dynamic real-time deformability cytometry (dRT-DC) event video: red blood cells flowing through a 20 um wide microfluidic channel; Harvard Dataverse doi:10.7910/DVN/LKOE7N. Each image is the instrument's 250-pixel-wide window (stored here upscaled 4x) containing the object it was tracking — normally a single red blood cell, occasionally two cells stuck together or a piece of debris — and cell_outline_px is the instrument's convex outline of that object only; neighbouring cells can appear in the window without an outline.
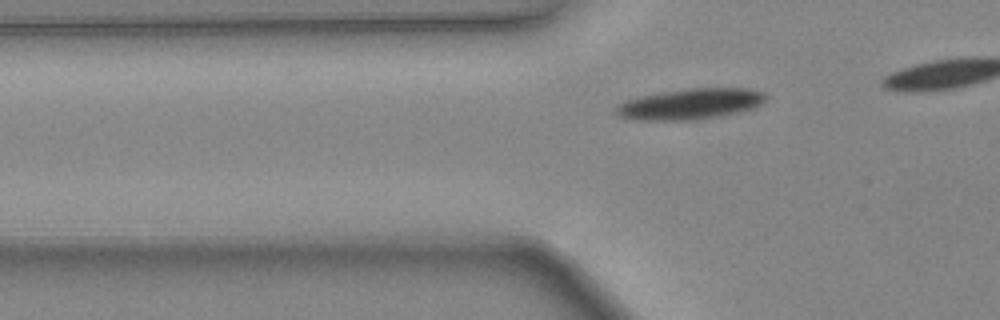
{"species": "common noctule bat (a hibernating species)", "species_latin": "Nyctalus noctula", "temperature_condition": "warm", "stored_images_in_passage": 29, "camera_frame_rate_fps": 3000, "um_per_image_px": 0.085, "animal": {"sex": "female", "body_mass_g": 24.6, "forearm_length_mm": 56.2}, "frame": {"image": 1, "passage_image": 7, "time_ms": 2.0, "image_size_px": [1000, 320], "cell_outline_px": [[768, 96], [760, 104], [736, 112], [720, 116], [692, 120], [636, 120], [620, 116], [612, 108], [616, 104], [624, 100], [640, 96], [688, 88], [748, 88], [764, 92]], "centroid_in_image_um": [58.61, 8.83], "position_along_channel_um": 67.2, "area_um2": 26.76}}
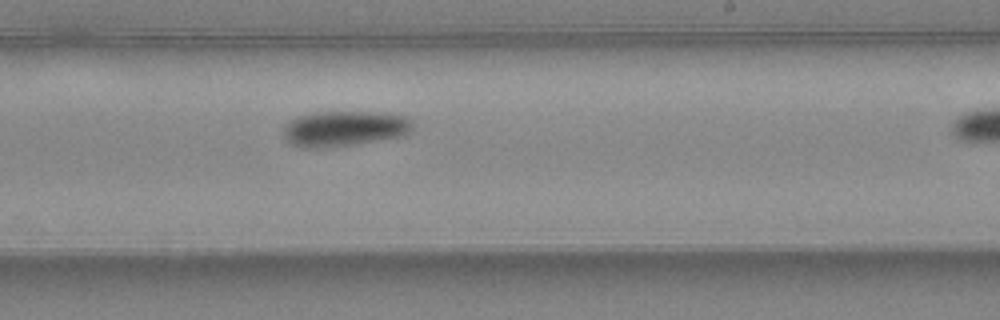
{"frame": {"image": 2, "passage_image": 20, "time_ms": 6.333, "image_size_px": [1000, 320], "cell_outline_px": [[412, 132], [404, 136], [332, 148], [300, 148], [292, 144], [284, 136], [284, 128], [288, 120], [296, 116], [316, 112], [384, 112], [408, 116], [412, 120]], "centroid_in_image_um": [29.3, 10.93], "position_along_channel_um": 259.7, "area_um2": 27.28}}
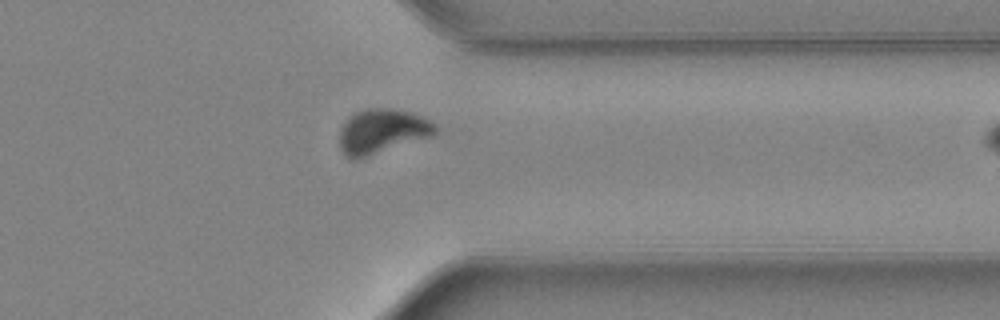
{"frame": {"image": 3, "passage_image": 28, "time_ms": 9.0, "image_size_px": [1000, 320], "cell_outline_px": [[436, 136], [356, 160], [352, 160], [344, 156], [340, 148], [340, 128], [344, 120], [348, 116], [364, 108], [388, 108], [408, 112], [432, 120], [436, 124]], "centroid_in_image_um": [32.47, 11.18], "position_along_channel_um": 378.9, "area_um2": 25.49}}